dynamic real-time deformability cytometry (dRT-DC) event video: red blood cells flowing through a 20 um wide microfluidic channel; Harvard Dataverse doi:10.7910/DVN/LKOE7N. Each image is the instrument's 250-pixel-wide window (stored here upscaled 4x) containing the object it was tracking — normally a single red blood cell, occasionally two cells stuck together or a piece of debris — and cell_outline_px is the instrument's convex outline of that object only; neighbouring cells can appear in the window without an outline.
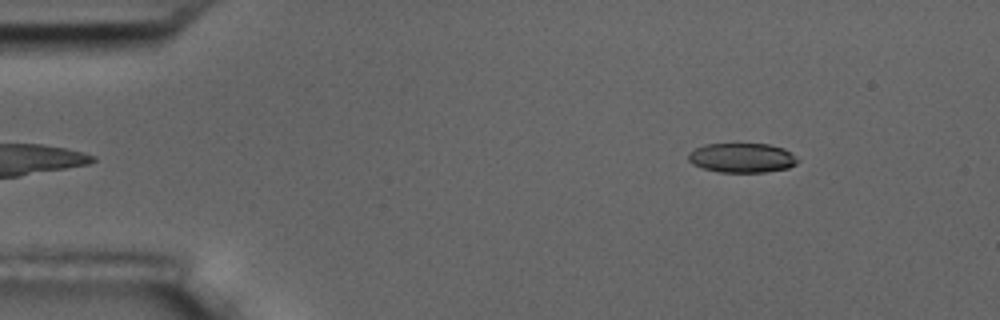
{"species": "common noctule bat (a hibernating species)", "species_latin": "Nyctalus noctula", "temperature_condition": "room temperature", "stored_images_in_passage": 6, "segment_of_instrument_passage": [2, 2], "camera_frame_rate_fps": 3000, "um_per_image_px": 0.085, "animal": {"sex": "male", "body_mass_g": 17.5, "forearm_length_mm": 52.3}, "frame": {"image": 1, "passage_image": 6, "time_ms": 5.667, "image_size_px": [1000, 320], "cell_outline_px": [[800, 160], [796, 164], [788, 168], [764, 172], [720, 172], [704, 168], [692, 164], [688, 160], [688, 152], [704, 144], [768, 144], [784, 148]], "centroid_in_image_um": [63.06, 13.41], "position_along_channel_um": 21.9, "area_um2": 18.79}}